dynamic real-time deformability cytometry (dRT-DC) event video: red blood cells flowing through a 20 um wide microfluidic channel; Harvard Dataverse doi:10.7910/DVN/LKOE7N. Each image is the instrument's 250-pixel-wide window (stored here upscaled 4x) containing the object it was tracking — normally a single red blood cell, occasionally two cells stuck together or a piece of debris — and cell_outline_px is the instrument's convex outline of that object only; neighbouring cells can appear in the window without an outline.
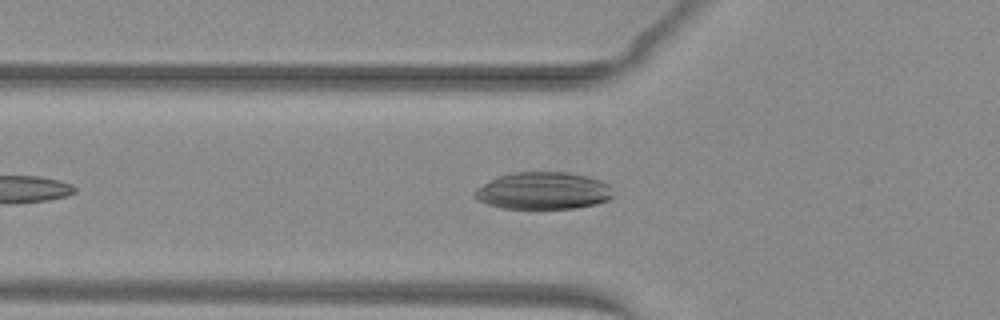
{"species": "common noctule bat (a hibernating species)", "species_latin": "Nyctalus noctula", "temperature_condition": "warm", "stored_images_in_passage": 36, "camera_frame_rate_fps": 3000, "um_per_image_px": 0.085, "animal": {"sex": "female", "body_mass_g": 29.2, "forearm_length_mm": 56.3}, "frame": {"image": 1, "passage_image": 5, "time_ms": 1.333, "image_size_px": [1000, 320], "cell_outline_px": [[612, 196], [608, 200], [596, 204], [576, 208], [500, 208], [488, 204], [480, 200], [472, 192], [476, 188], [500, 176], [512, 172], [572, 172], [588, 176], [600, 180], [608, 184]], "centroid_in_image_um": [46.19, 16.21], "position_along_channel_um": 79.6, "area_um2": 29.82}}
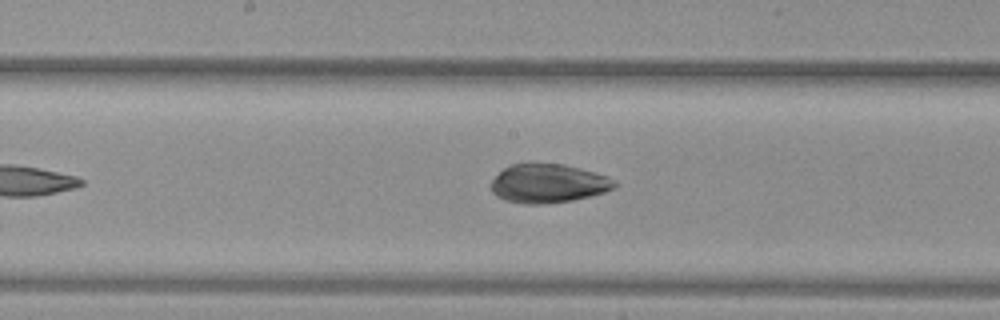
{"frame": {"image": 2, "passage_image": 14, "time_ms": 4.333, "image_size_px": [1000, 320], "cell_outline_px": [[620, 184], [616, 188], [592, 196], [572, 200], [544, 204], [520, 204], [504, 200], [496, 196], [492, 192], [492, 180], [504, 168], [512, 164], [564, 164], [580, 168], [608, 176], [616, 180]], "centroid_in_image_um": [46.65, 15.61], "position_along_channel_um": 201.6, "area_um2": 28.09}}
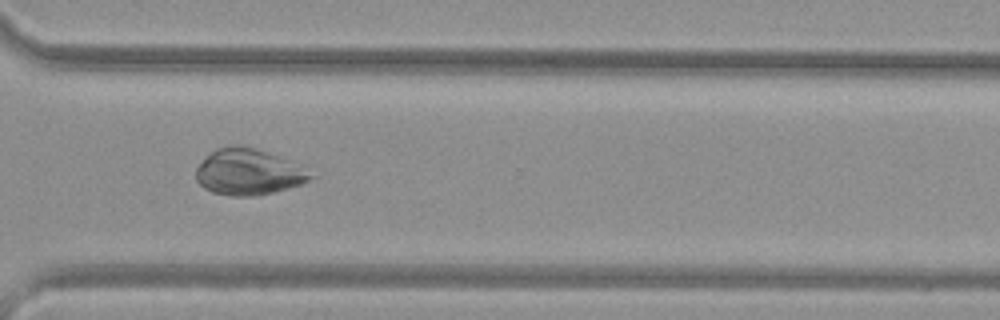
{"frame": {"image": 3, "passage_image": 25, "time_ms": 8.0, "image_size_px": [1000, 320], "cell_outline_px": [[320, 176], [304, 184], [272, 192], [252, 196], [232, 196], [212, 192], [204, 188], [196, 180], [196, 168], [216, 148], [228, 144], [240, 144], [256, 148], [288, 160]], "centroid_in_image_um": [21.16, 14.61], "position_along_channel_um": 349.4, "area_um2": 30.98}, "authors_computed_cell_mechanics": {"area_um2": 28.9, "velocity_mm_per_s": 4.0417, "shape_relaxation_time_tau1_ms": null, "shape_relaxation_time_tau2_ms": 1.3368, "deformation_change_tau1": null, "deformation_change_tau2": 0.0432}}